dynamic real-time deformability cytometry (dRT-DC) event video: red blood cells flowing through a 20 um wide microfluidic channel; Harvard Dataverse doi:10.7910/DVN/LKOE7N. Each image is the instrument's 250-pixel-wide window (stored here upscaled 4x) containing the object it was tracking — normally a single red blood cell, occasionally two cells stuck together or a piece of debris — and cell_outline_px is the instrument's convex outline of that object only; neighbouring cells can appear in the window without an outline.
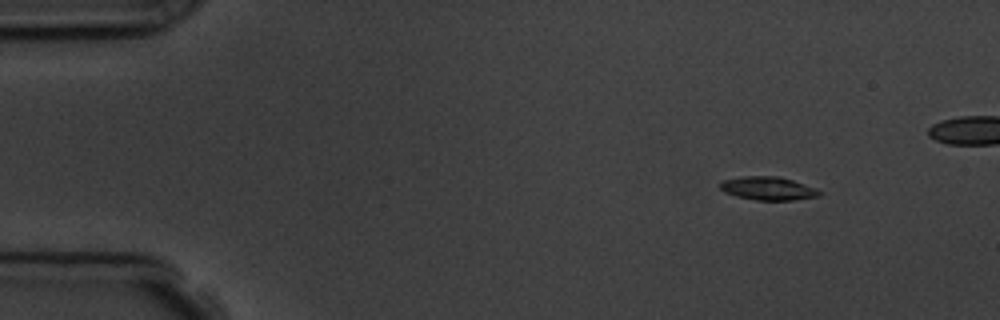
{"species": "common noctule bat (a hibernating species)", "species_latin": "Nyctalus noctula", "temperature_condition": "room temperature", "stored_images_in_passage": 4, "camera_frame_rate_fps": 3000, "um_per_image_px": 0.085, "animal": {"sex": "male", "body_mass_g": 19.5, "forearm_length_mm": 54.6}, "frame": {"image": 1, "passage_image": 1, "time_ms": 0.0, "image_size_px": [1000, 320], "cell_outline_px": [[824, 192], [820, 196], [792, 200], [756, 200], [736, 196], [724, 192], [720, 188], [720, 184], [724, 180], [740, 176], [780, 176], [816, 188]], "centroid_in_image_um": [65.31, 16.01], "position_along_channel_um": 19.7, "area_um2": 13.58}}